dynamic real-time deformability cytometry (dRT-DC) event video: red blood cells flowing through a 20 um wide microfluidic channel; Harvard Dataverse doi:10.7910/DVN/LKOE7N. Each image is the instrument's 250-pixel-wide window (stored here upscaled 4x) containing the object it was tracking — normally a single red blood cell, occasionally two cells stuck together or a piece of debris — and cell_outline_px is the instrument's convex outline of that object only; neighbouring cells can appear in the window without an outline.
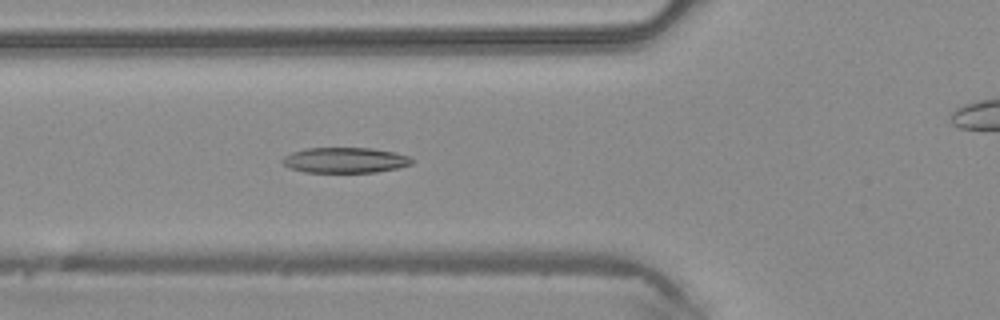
{"species": "common noctule bat (a hibernating species)", "species_latin": "Nyctalus noctula", "temperature_condition": "warm", "stored_images_in_passage": 49, "camera_frame_rate_fps": 3000, "um_per_image_px": 0.085, "animal": {"sex": "male", "body_mass_g": 20.4}, "frame": {"image": 1, "passage_image": 18, "time_ms": 5.667, "image_size_px": [1000, 320], "cell_outline_px": [[416, 160], [412, 164], [396, 168], [376, 172], [304, 172], [288, 168], [280, 160], [284, 156], [292, 152], [304, 148], [372, 148], [396, 152], [408, 156]], "centroid_in_image_um": [29.32, 13.61], "position_along_channel_um": 96.5, "area_um2": 19.36}}
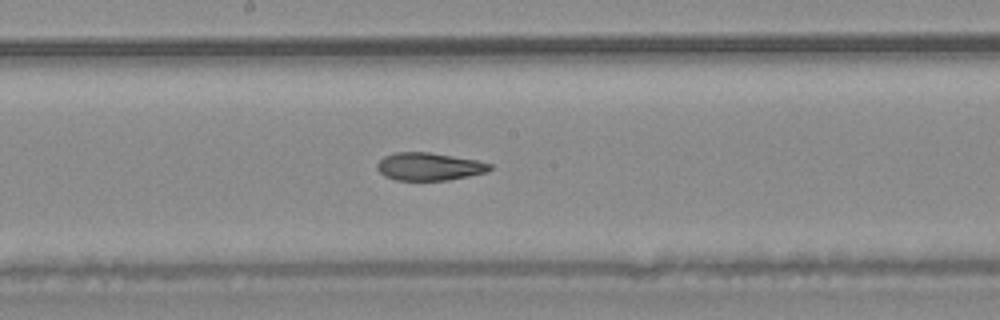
{"frame": {"image": 2, "passage_image": 26, "time_ms": 8.333, "image_size_px": [1000, 320], "cell_outline_px": [[492, 168], [488, 172], [448, 180], [396, 180], [384, 176], [376, 168], [376, 164], [384, 156], [396, 152], [428, 152], [476, 160], [492, 164]], "centroid_in_image_um": [36.46, 14.16], "position_along_channel_um": 211.7, "area_um2": 18.21}}
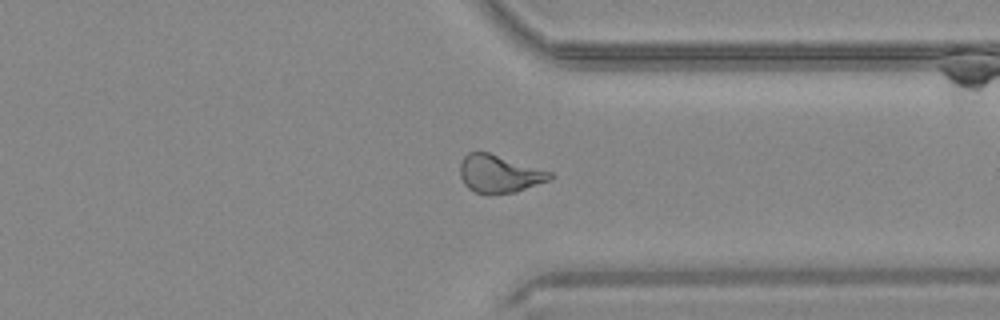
{"frame": {"image": 3, "passage_image": 37, "time_ms": 12.0, "image_size_px": [1000, 320], "cell_outline_px": [[556, 176], [552, 180], [516, 192], [488, 196], [476, 192], [468, 188], [464, 184], [460, 176], [460, 164], [464, 156], [468, 152], [488, 152], [552, 172]], "centroid_in_image_um": [42.46, 14.81], "position_along_channel_um": 368.9, "area_um2": 20.17}}